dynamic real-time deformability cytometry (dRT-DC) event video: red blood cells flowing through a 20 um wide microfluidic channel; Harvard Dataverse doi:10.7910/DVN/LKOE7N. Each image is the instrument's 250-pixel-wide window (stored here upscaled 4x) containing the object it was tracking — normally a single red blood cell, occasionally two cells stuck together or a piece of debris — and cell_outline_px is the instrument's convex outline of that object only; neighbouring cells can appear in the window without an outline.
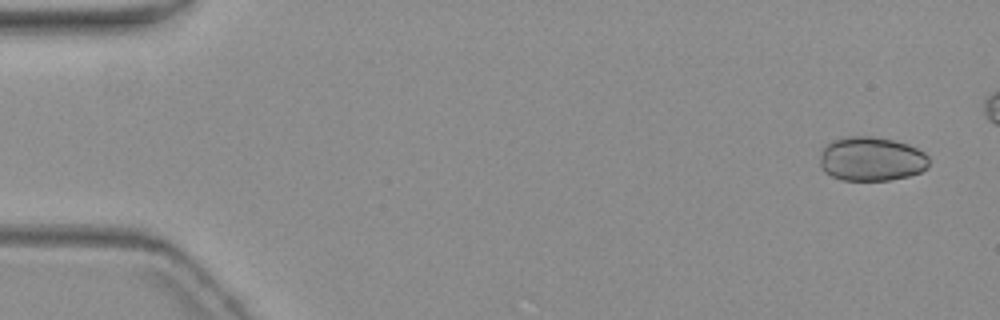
{"species": "common noctule bat (a hibernating species)", "species_latin": "Nyctalus noctula", "temperature_condition": "warm", "stored_images_in_passage": 8, "camera_frame_rate_fps": 3000, "um_per_image_px": 0.085, "animal": {"sex": "female", "body_mass_g": 19.3, "forearm_length_mm": 54.1}, "frame": {"image": 1, "passage_image": 1, "time_ms": 0.0, "image_size_px": [1000, 320], "cell_outline_px": [[928, 168], [920, 172], [908, 176], [888, 180], [840, 180], [824, 172], [820, 168], [820, 156], [824, 148], [832, 140], [848, 136], [872, 136], [892, 140], [908, 144], [924, 152], [928, 156]], "centroid_in_image_um": [74.06, 13.51], "position_along_channel_um": 10.9, "area_um2": 28.15}}